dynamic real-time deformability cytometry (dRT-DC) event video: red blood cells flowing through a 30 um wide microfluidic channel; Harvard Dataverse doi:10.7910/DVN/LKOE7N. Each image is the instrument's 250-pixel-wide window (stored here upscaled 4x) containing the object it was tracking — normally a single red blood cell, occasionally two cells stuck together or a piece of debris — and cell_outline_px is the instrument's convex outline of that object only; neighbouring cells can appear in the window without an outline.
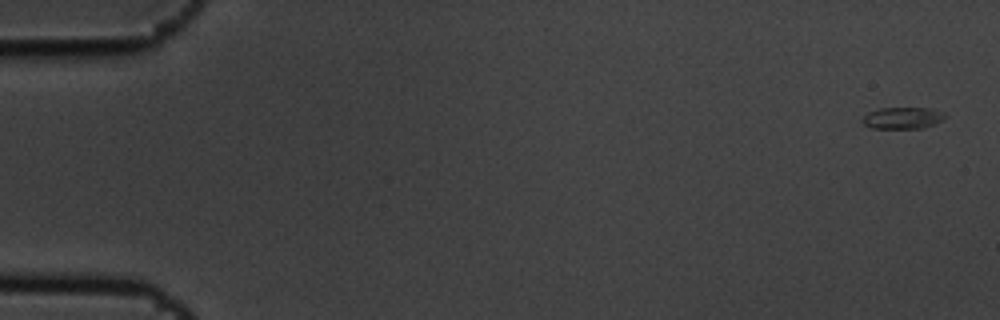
{"species": "common noctule bat (a hibernating species)", "species_latin": "Nyctalus noctula", "temperature_condition": "cold", "stored_images_in_passage": 5, "camera_frame_rate_fps": 3000, "um_per_image_px": 0.085, "animal": {"sex": "male", "body_mass_g": 19.5, "forearm_length_mm": 54.6}, "frame": {"image": 1, "passage_image": 1, "time_ms": 0.0, "image_size_px": [1000, 320], "cell_outline_px": [[948, 116], [932, 124], [920, 128], [872, 128], [864, 124], [860, 120], [868, 112], [880, 108], [932, 108], [944, 112]], "centroid_in_image_um": [76.71, 10.01], "position_along_channel_um": 8.3, "area_um2": 10.35}}